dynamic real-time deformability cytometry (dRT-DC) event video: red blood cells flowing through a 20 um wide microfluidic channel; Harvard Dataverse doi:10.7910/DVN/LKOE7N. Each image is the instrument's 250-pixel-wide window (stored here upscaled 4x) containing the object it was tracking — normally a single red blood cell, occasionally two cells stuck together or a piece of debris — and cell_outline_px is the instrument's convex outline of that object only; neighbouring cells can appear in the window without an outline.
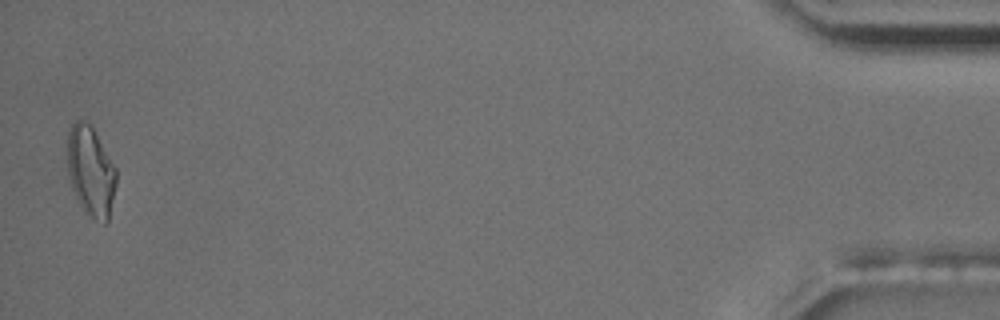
{"species": "common noctule bat (a hibernating species)", "species_latin": "Nyctalus noctula", "temperature_condition": "room temperature", "stored_images_in_passage": 14, "camera_frame_rate_fps": 3000, "um_per_image_px": 0.085, "animal": {"sex": "male", "body_mass_g": 17.5, "forearm_length_mm": 52.3}, "frame": {"image": 1, "passage_image": 14, "time_ms": 15.0, "image_size_px": [1000, 320], "cell_outline_px": [[116, 184], [108, 220], [104, 224], [96, 220], [84, 212], [72, 188], [68, 176], [68, 128], [76, 120], [84, 120], [92, 128], [116, 168]], "centroid_in_image_um": [7.7, 14.57], "position_along_channel_um": 427.5, "area_um2": 25.32}, "authors_computed_cell_mechanics": {"area_um2": 21.2704, "velocity_mm_per_s": 3.5562, "shape_relaxation_time_tau1_ms": 5.2166, "shape_relaxation_time_tau2_ms": 2.3901, "deformation_change_tau1": 0.1766, "deformation_change_tau2": 0.1132}}